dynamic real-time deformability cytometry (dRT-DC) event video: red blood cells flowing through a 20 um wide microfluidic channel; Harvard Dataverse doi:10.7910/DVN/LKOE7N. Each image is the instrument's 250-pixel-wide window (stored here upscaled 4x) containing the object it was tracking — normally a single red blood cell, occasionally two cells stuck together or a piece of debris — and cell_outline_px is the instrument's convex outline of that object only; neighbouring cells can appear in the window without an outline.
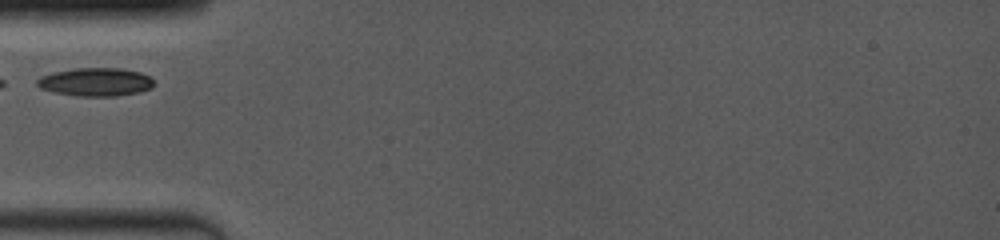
{"species": "common noctule bat (a hibernating species)", "species_latin": "Nyctalus noctula", "temperature_condition": "room temperature", "stored_images_in_passage": 14, "camera_frame_rate_fps": 4000, "um_per_image_px": 0.085, "animal": {"sex": "female", "body_mass_g": 19.0, "forearm_length_mm": 53.3}, "frame": {"image": 1, "passage_image": 1, "time_ms": 0.0, "image_size_px": [1000, 240], "cell_outline_px": [[152, 88], [140, 92], [116, 96], [76, 96], [56, 92], [40, 88], [36, 84], [36, 80], [40, 76], [52, 72], [76, 68], [120, 68], [140, 72], [148, 76], [152, 80]], "centroid_in_image_um": [8.1, 6.96], "position_along_channel_um": 76.9, "area_um2": 19.25}}
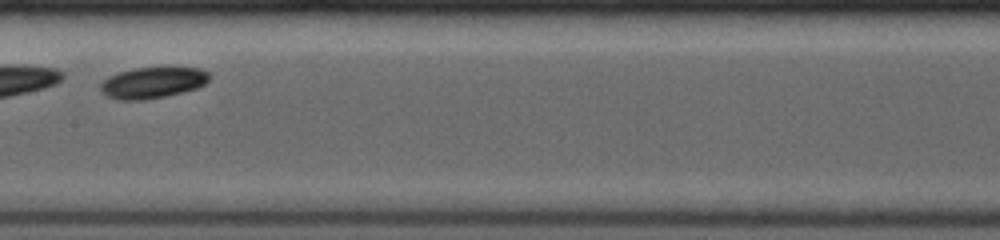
{"frame": {"image": 2, "passage_image": 5, "time_ms": 3.0, "image_size_px": [1000, 240], "cell_outline_px": [[212, 76], [204, 84], [196, 88], [164, 96], [144, 100], [116, 100], [100, 92], [100, 84], [108, 76], [132, 68], [200, 68], [208, 72]], "centroid_in_image_um": [12.94, 7.03], "position_along_channel_um": 194.5, "area_um2": 19.65}}
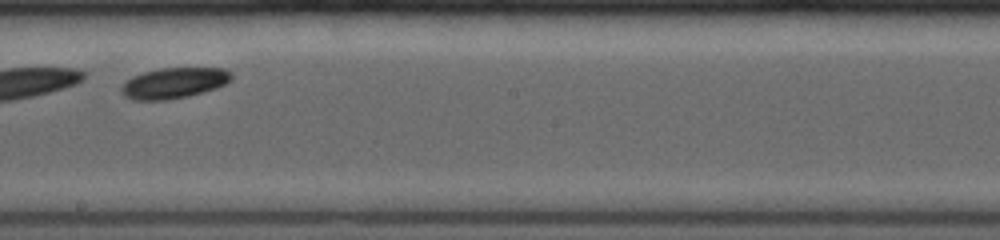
{"frame": {"image": 3, "passage_image": 7, "time_ms": 4.0, "image_size_px": [1000, 240], "cell_outline_px": [[232, 80], [216, 88], [188, 96], [168, 100], [132, 100], [124, 96], [120, 92], [120, 88], [132, 76], [144, 72], [160, 68], [224, 68], [232, 72]], "centroid_in_image_um": [14.79, 7.06], "position_along_channel_um": 233.4, "area_um2": 19.77}}